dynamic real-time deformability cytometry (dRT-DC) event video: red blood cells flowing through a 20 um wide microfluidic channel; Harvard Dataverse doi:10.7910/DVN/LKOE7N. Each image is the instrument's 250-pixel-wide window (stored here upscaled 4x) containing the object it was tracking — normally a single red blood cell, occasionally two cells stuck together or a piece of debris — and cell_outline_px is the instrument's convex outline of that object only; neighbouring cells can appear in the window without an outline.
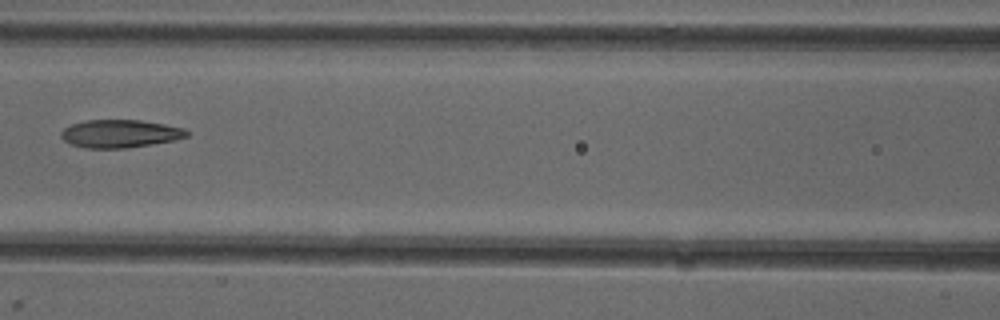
{"species": "common noctule bat (a hibernating species)", "species_latin": "Nyctalus noctula", "temperature_condition": "cold", "stored_images_in_passage": 4, "camera_frame_rate_fps": 3000, "um_per_image_px": 0.085, "animal": {"sex": "female"}, "frame": {"image": 1, "passage_image": 4, "time_ms": 3.667, "image_size_px": [1000, 320], "cell_outline_px": [[188, 136], [176, 140], [152, 144], [124, 148], [84, 148], [72, 144], [64, 140], [60, 136], [60, 132], [64, 128], [72, 124], [84, 120], [140, 120], [164, 124], [184, 128], [188, 132]], "centroid_in_image_um": [10.2, 11.36], "position_along_channel_um": 156.4, "area_um2": 20.46}}